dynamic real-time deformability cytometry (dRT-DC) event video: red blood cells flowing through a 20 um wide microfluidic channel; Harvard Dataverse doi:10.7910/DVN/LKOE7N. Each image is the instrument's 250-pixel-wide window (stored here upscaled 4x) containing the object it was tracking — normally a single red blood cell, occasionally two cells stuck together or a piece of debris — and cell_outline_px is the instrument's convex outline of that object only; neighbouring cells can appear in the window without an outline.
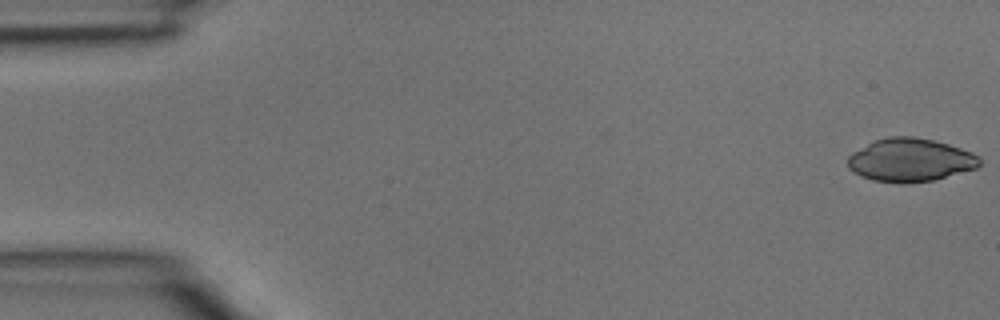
{"species": "common noctule bat (a hibernating species)", "species_latin": "Nyctalus noctula", "temperature_condition": "room temperature", "stored_images_in_passage": 3, "camera_frame_rate_fps": 3000, "um_per_image_px": 0.085, "animal": {"sex": "male", "body_mass_g": 15.6}, "frame": {"image": 1, "passage_image": 1, "time_ms": 0.0, "image_size_px": [1000, 320], "cell_outline_px": [[980, 164], [976, 168], [932, 180], [904, 184], [900, 184], [872, 180], [860, 176], [848, 168], [848, 156], [852, 152], [876, 140], [888, 136], [916, 136], [948, 144], [972, 152], [980, 156]], "centroid_in_image_um": [77.36, 13.6], "position_along_channel_um": 7.6, "area_um2": 33.23}}